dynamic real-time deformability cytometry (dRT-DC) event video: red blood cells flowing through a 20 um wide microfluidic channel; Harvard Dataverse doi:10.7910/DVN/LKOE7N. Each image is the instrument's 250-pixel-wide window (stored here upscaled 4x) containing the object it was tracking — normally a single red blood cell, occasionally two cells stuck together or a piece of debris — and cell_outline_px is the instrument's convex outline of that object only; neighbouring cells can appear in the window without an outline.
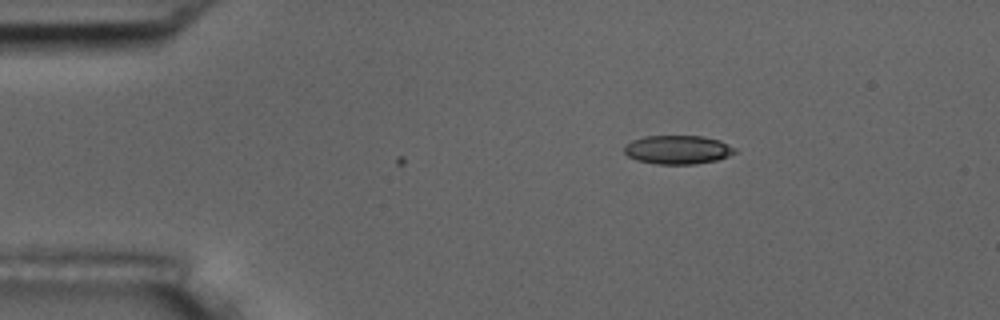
{"species": "common noctule bat (a hibernating species)", "species_latin": "Nyctalus noctula", "temperature_condition": "room temperature", "stored_images_in_passage": 4, "segment_of_instrument_passage": [1, 2], "camera_frame_rate_fps": 3000, "um_per_image_px": 0.085, "animal": {"sex": "male", "body_mass_g": 17.5, "forearm_length_mm": 52.3}, "frame": {"image": 1, "passage_image": 1, "time_ms": 0.0, "image_size_px": [1000, 320], "cell_outline_px": [[736, 152], [728, 156], [716, 160], [696, 164], [656, 164], [636, 160], [628, 156], [624, 152], [624, 144], [632, 140], [644, 136], [704, 136], [720, 140], [736, 148]], "centroid_in_image_um": [57.59, 12.72], "position_along_channel_um": 27.4, "area_um2": 18.67}}